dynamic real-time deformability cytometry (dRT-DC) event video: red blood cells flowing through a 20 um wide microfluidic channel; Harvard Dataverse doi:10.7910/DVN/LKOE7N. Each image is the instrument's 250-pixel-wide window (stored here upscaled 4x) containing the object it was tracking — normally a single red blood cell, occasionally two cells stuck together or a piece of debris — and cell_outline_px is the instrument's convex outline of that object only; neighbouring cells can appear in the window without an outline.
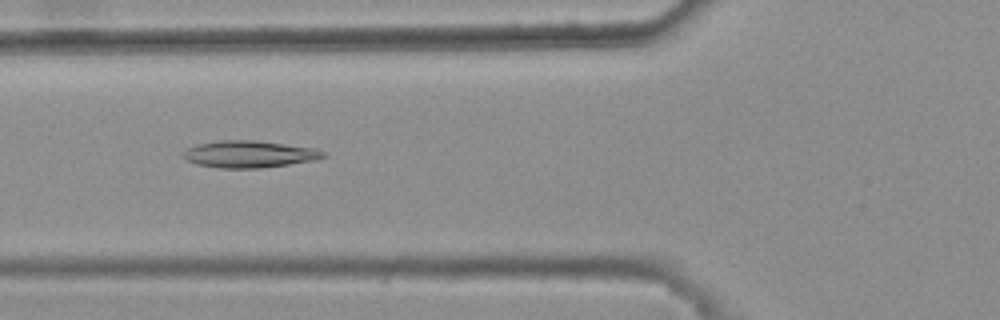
{"species": "common noctule bat (a hibernating species)", "species_latin": "Nyctalus noctula", "temperature_condition": "warm", "stored_images_in_passage": 35, "camera_frame_rate_fps": 3000, "um_per_image_px": 0.085, "animal": {"sex": "female", "body_mass_g": 25.1}, "frame": {"image": 1, "passage_image": 7, "time_ms": 2.0, "image_size_px": [1000, 320], "cell_outline_px": [[324, 156], [316, 160], [260, 168], [220, 168], [196, 164], [188, 160], [184, 156], [184, 152], [188, 148], [196, 144], [216, 140], [256, 140], [316, 148], [324, 152]], "centroid_in_image_um": [21.18, 13.09], "position_along_channel_um": 104.6, "area_um2": 21.91}}
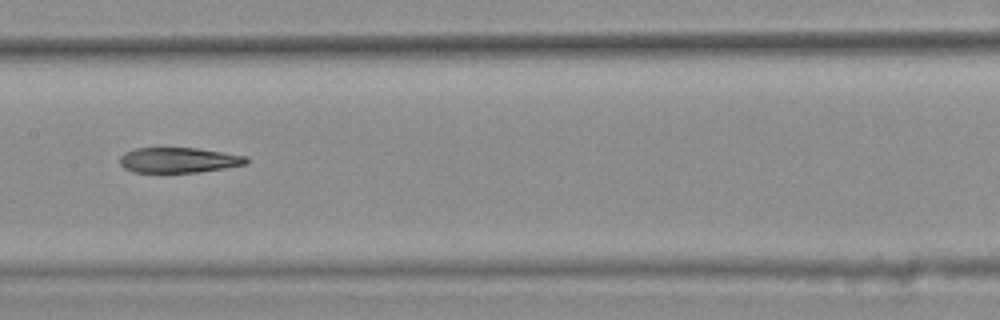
{"frame": {"image": 2, "passage_image": 14, "time_ms": 4.333, "image_size_px": [1000, 320], "cell_outline_px": [[248, 164], [224, 168], [196, 172], [132, 172], [124, 168], [120, 164], [120, 156], [124, 152], [136, 148], [200, 148], [248, 156]], "centroid_in_image_um": [15.2, 13.6], "position_along_channel_um": 192.2, "area_um2": 18.73}}
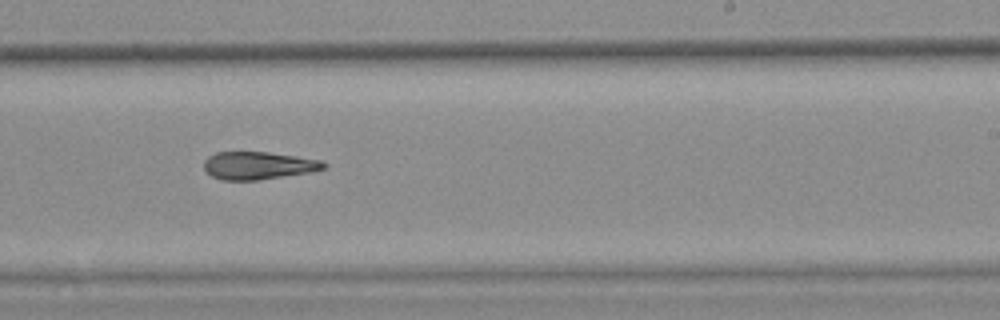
{"frame": {"image": 3, "passage_image": 20, "time_ms": 6.333, "image_size_px": [1000, 320], "cell_outline_px": [[328, 164], [324, 168], [308, 172], [256, 180], [220, 180], [212, 176], [204, 168], [204, 160], [208, 156], [216, 152], [268, 152], [324, 160]], "centroid_in_image_um": [21.94, 14.06], "position_along_channel_um": 267.1, "area_um2": 19.25}}